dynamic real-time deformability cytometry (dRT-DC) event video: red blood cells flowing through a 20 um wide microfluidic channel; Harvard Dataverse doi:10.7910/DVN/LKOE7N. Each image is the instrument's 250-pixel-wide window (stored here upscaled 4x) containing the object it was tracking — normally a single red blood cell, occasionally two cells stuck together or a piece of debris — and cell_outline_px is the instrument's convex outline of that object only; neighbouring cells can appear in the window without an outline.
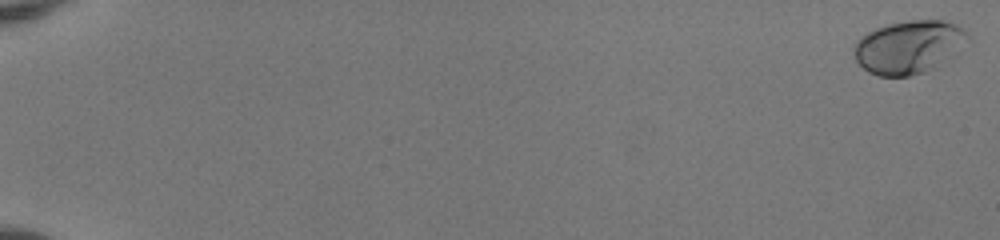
{"species": "human", "species_latin": "Homo sapiens", "temperature_condition": "room temperature", "stored_images_in_passage": 54, "camera_frame_rate_fps": 3000, "um_per_image_px": 0.085, "donor": {"sex": "female"}, "frame": {"image": 1, "passage_image": 1, "time_ms": 0.0, "image_size_px": [1000, 240], "cell_outline_px": [[972, 44], [936, 68], [924, 72], [908, 76], [880, 76], [868, 72], [856, 60], [852, 52], [856, 40], [860, 36], [876, 28], [888, 24], [908, 20], [940, 20], [956, 24], [968, 32], [972, 40]], "centroid_in_image_um": [77.33, 3.99], "position_along_channel_um": 7.7, "area_um2": 36.13}}
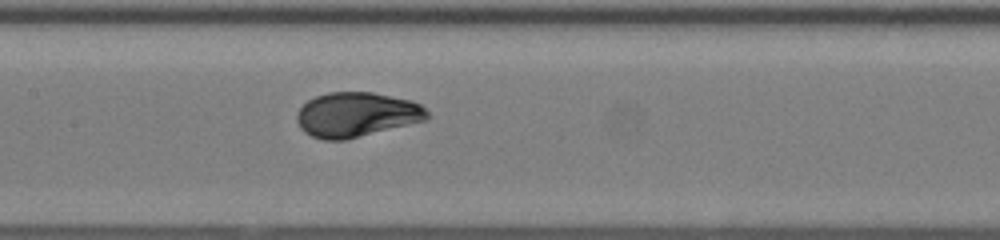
{"frame": {"image": 2, "passage_image": 30, "time_ms": 9.667, "image_size_px": [1000, 240], "cell_outline_px": [[428, 120], [344, 140], [324, 140], [312, 136], [304, 132], [300, 128], [296, 120], [296, 112], [308, 100], [316, 96], [328, 92], [372, 92], [412, 100], [420, 104], [428, 112]], "centroid_in_image_um": [30.3, 9.74], "position_along_channel_um": 177.1, "area_um2": 34.04}}
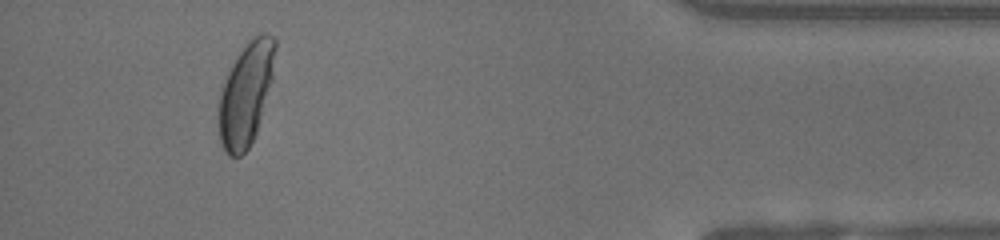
{"frame": {"image": 3, "passage_image": 51, "time_ms": 16.667, "image_size_px": [1000, 240], "cell_outline_px": [[276, 48], [272, 80], [256, 132], [248, 148], [240, 156], [228, 156], [224, 152], [220, 144], [216, 124], [216, 116], [220, 92], [228, 72], [232, 64], [248, 40], [260, 32], [264, 32], [272, 36], [276, 40]], "centroid_in_image_um": [20.86, 8.01], "position_along_channel_um": 414.3, "area_um2": 34.28}, "authors_computed_cell_mechanics": {"area_um2": 34.2754, "velocity_mm_per_s": 4.0039, "shape_relaxation_time_tau1_ms": 2.9304, "shape_relaxation_time_tau2_ms": null, "deformation_change_tau1": 0.1622, "deformation_change_tau2": null}}